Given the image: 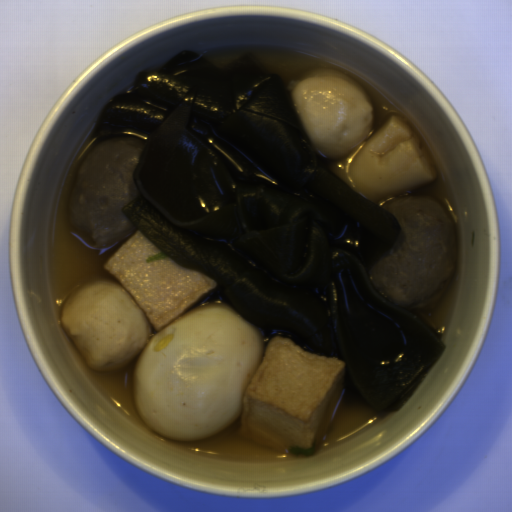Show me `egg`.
I'll list each match as a JSON object with an SVG mask.
<instances>
[{
    "mask_svg": "<svg viewBox=\"0 0 512 512\" xmlns=\"http://www.w3.org/2000/svg\"><path fill=\"white\" fill-rule=\"evenodd\" d=\"M261 360L254 325L226 303L199 306L143 346L133 370L135 408L159 435L208 437L238 417Z\"/></svg>",
    "mask_w": 512,
    "mask_h": 512,
    "instance_id": "obj_1",
    "label": "egg"
}]
</instances>
